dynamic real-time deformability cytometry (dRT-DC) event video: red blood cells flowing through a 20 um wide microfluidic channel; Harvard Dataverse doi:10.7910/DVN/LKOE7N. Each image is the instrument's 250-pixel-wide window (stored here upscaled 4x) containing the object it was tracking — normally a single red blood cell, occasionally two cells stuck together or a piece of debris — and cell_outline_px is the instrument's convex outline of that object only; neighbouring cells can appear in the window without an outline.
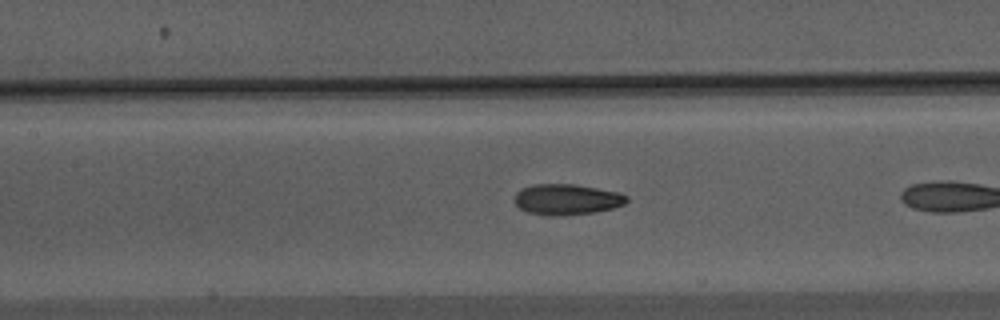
{"species": "Egyptian fruit bat (a non-hibernating species)", "species_latin": "Rousettus aegyptiacus", "temperature_condition": "warm", "stored_images_in_passage": 7, "camera_frame_rate_fps": 3000, "um_per_image_px": 0.085, "animal": {"sex": "male"}, "frame": {"image": 1, "passage_image": 6, "time_ms": 1.667, "image_size_px": [1000, 320], "cell_outline_px": [[628, 200], [624, 204], [612, 208], [596, 212], [560, 216], [548, 216], [528, 212], [520, 208], [516, 204], [516, 192], [524, 188], [536, 184], [572, 184], [620, 192], [628, 196]], "centroid_in_image_um": [48.21, 16.96], "position_along_channel_um": 159.2, "area_um2": 20.0}}